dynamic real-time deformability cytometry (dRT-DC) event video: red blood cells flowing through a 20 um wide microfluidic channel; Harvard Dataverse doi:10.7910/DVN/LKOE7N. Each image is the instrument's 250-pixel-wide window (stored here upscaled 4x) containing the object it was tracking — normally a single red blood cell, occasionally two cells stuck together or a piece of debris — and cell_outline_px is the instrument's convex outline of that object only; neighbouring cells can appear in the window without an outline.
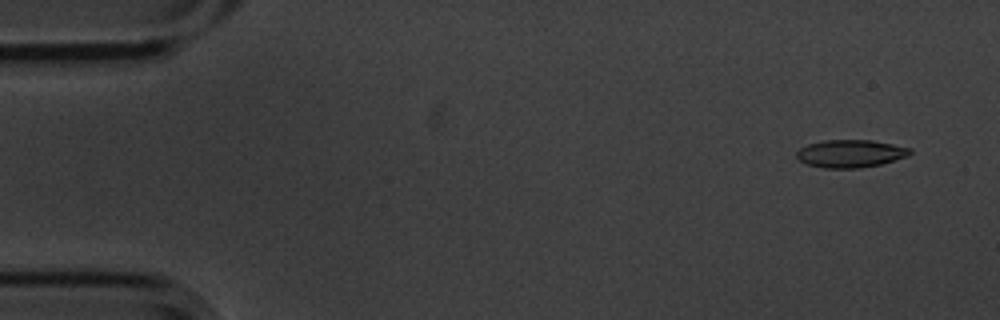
{"species": "common noctule bat (a hibernating species)", "species_latin": "Nyctalus noctula", "temperature_condition": "cold", "stored_images_in_passage": 5, "segment_of_instrument_passage": [2, 2], "camera_frame_rate_fps": 3000, "um_per_image_px": 0.085, "animal": {"sex": "male", "body_mass_g": 20.1, "forearm_length_mm": 53.5}, "frame": {"image": 1, "passage_image": 5, "time_ms": 1.333, "image_size_px": [1000, 320], "cell_outline_px": [[912, 152], [908, 156], [880, 164], [860, 168], [824, 168], [804, 164], [796, 156], [796, 152], [800, 148], [808, 144], [824, 140], [872, 140], [912, 148]], "centroid_in_image_um": [72.28, 13.05], "position_along_channel_um": 12.7, "area_um2": 18.38}}